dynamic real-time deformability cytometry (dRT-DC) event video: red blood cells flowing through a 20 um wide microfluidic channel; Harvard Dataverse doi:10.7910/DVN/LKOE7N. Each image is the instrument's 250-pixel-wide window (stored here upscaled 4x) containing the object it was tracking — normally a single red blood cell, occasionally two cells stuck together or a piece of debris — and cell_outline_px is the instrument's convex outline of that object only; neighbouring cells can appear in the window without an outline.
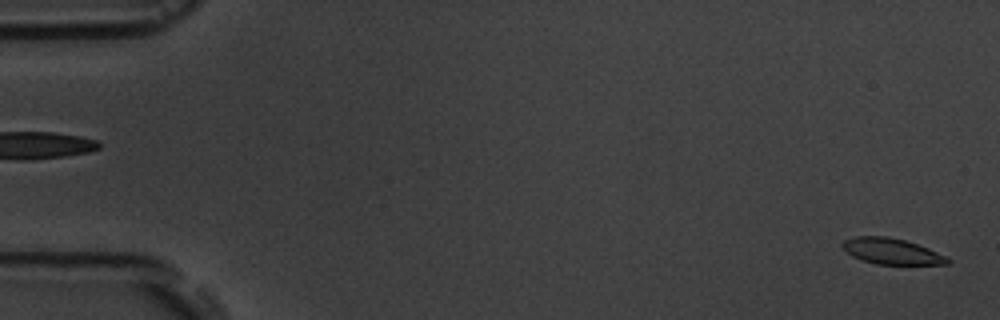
{"species": "common noctule bat (a hibernating species)", "species_latin": "Nyctalus noctula", "temperature_condition": "room temperature", "stored_images_in_passage": 4, "segment_of_instrument_passage": [2, 2], "camera_frame_rate_fps": 3000, "um_per_image_px": 0.085, "animal": {"sex": "male", "body_mass_g": 19.5, "forearm_length_mm": 54.6}, "frame": {"image": 1, "passage_image": 4, "time_ms": 3.333, "image_size_px": [1000, 320], "cell_outline_px": [[952, 260], [948, 264], [876, 264], [860, 260], [852, 256], [840, 244], [844, 240], [856, 236], [888, 236], [904, 240], [928, 248]], "centroid_in_image_um": [75.75, 21.36], "position_along_channel_um": 9.2, "area_um2": 15.72}}